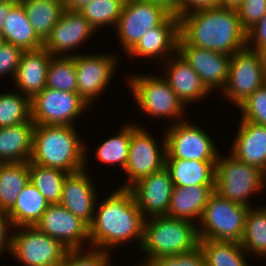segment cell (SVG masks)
I'll return each mask as SVG.
<instances>
[{
  "label": "cell",
  "instance_id": "obj_35",
  "mask_svg": "<svg viewBox=\"0 0 266 266\" xmlns=\"http://www.w3.org/2000/svg\"><path fill=\"white\" fill-rule=\"evenodd\" d=\"M12 92L0 93V128L31 120V99L18 90Z\"/></svg>",
  "mask_w": 266,
  "mask_h": 266
},
{
  "label": "cell",
  "instance_id": "obj_23",
  "mask_svg": "<svg viewBox=\"0 0 266 266\" xmlns=\"http://www.w3.org/2000/svg\"><path fill=\"white\" fill-rule=\"evenodd\" d=\"M51 57L44 47L23 52L13 81L20 93L32 99L46 87Z\"/></svg>",
  "mask_w": 266,
  "mask_h": 266
},
{
  "label": "cell",
  "instance_id": "obj_51",
  "mask_svg": "<svg viewBox=\"0 0 266 266\" xmlns=\"http://www.w3.org/2000/svg\"><path fill=\"white\" fill-rule=\"evenodd\" d=\"M137 266H150V264L149 263L142 262L141 264L139 263V265H137Z\"/></svg>",
  "mask_w": 266,
  "mask_h": 266
},
{
  "label": "cell",
  "instance_id": "obj_30",
  "mask_svg": "<svg viewBox=\"0 0 266 266\" xmlns=\"http://www.w3.org/2000/svg\"><path fill=\"white\" fill-rule=\"evenodd\" d=\"M29 181V162L0 163V211L14 206Z\"/></svg>",
  "mask_w": 266,
  "mask_h": 266
},
{
  "label": "cell",
  "instance_id": "obj_26",
  "mask_svg": "<svg viewBox=\"0 0 266 266\" xmlns=\"http://www.w3.org/2000/svg\"><path fill=\"white\" fill-rule=\"evenodd\" d=\"M34 126L30 120L0 128V163L30 161Z\"/></svg>",
  "mask_w": 266,
  "mask_h": 266
},
{
  "label": "cell",
  "instance_id": "obj_43",
  "mask_svg": "<svg viewBox=\"0 0 266 266\" xmlns=\"http://www.w3.org/2000/svg\"><path fill=\"white\" fill-rule=\"evenodd\" d=\"M266 46V14L246 31V47L261 51Z\"/></svg>",
  "mask_w": 266,
  "mask_h": 266
},
{
  "label": "cell",
  "instance_id": "obj_42",
  "mask_svg": "<svg viewBox=\"0 0 266 266\" xmlns=\"http://www.w3.org/2000/svg\"><path fill=\"white\" fill-rule=\"evenodd\" d=\"M237 11L241 25L247 31L266 14V0H244Z\"/></svg>",
  "mask_w": 266,
  "mask_h": 266
},
{
  "label": "cell",
  "instance_id": "obj_5",
  "mask_svg": "<svg viewBox=\"0 0 266 266\" xmlns=\"http://www.w3.org/2000/svg\"><path fill=\"white\" fill-rule=\"evenodd\" d=\"M222 157L219 152L216 162L215 192L223 198L251 208L250 196L262 193L266 188V173L256 166L236 159L231 154Z\"/></svg>",
  "mask_w": 266,
  "mask_h": 266
},
{
  "label": "cell",
  "instance_id": "obj_44",
  "mask_svg": "<svg viewBox=\"0 0 266 266\" xmlns=\"http://www.w3.org/2000/svg\"><path fill=\"white\" fill-rule=\"evenodd\" d=\"M221 0H177V16L201 9L220 8Z\"/></svg>",
  "mask_w": 266,
  "mask_h": 266
},
{
  "label": "cell",
  "instance_id": "obj_19",
  "mask_svg": "<svg viewBox=\"0 0 266 266\" xmlns=\"http://www.w3.org/2000/svg\"><path fill=\"white\" fill-rule=\"evenodd\" d=\"M87 149L85 147V168L74 173H68L64 179L60 204L74 216L79 217L88 225L94 219L96 199V185L87 173Z\"/></svg>",
  "mask_w": 266,
  "mask_h": 266
},
{
  "label": "cell",
  "instance_id": "obj_16",
  "mask_svg": "<svg viewBox=\"0 0 266 266\" xmlns=\"http://www.w3.org/2000/svg\"><path fill=\"white\" fill-rule=\"evenodd\" d=\"M94 33L96 30L79 11L65 9L43 47L52 56H73L71 51L81 47Z\"/></svg>",
  "mask_w": 266,
  "mask_h": 266
},
{
  "label": "cell",
  "instance_id": "obj_31",
  "mask_svg": "<svg viewBox=\"0 0 266 266\" xmlns=\"http://www.w3.org/2000/svg\"><path fill=\"white\" fill-rule=\"evenodd\" d=\"M206 266H249L248 254L239 242L199 240Z\"/></svg>",
  "mask_w": 266,
  "mask_h": 266
},
{
  "label": "cell",
  "instance_id": "obj_27",
  "mask_svg": "<svg viewBox=\"0 0 266 266\" xmlns=\"http://www.w3.org/2000/svg\"><path fill=\"white\" fill-rule=\"evenodd\" d=\"M2 42L13 44L23 51L43 48L44 42L30 25L21 2L10 10L2 31Z\"/></svg>",
  "mask_w": 266,
  "mask_h": 266
},
{
  "label": "cell",
  "instance_id": "obj_8",
  "mask_svg": "<svg viewBox=\"0 0 266 266\" xmlns=\"http://www.w3.org/2000/svg\"><path fill=\"white\" fill-rule=\"evenodd\" d=\"M265 83L266 64L261 53L245 47L231 55L228 81L220 94L237 108Z\"/></svg>",
  "mask_w": 266,
  "mask_h": 266
},
{
  "label": "cell",
  "instance_id": "obj_18",
  "mask_svg": "<svg viewBox=\"0 0 266 266\" xmlns=\"http://www.w3.org/2000/svg\"><path fill=\"white\" fill-rule=\"evenodd\" d=\"M177 51L198 74L210 92L216 88L220 91L224 89L228 81L231 55L190 44H178Z\"/></svg>",
  "mask_w": 266,
  "mask_h": 266
},
{
  "label": "cell",
  "instance_id": "obj_17",
  "mask_svg": "<svg viewBox=\"0 0 266 266\" xmlns=\"http://www.w3.org/2000/svg\"><path fill=\"white\" fill-rule=\"evenodd\" d=\"M174 184L164 166L140 179L129 190L145 218L167 215Z\"/></svg>",
  "mask_w": 266,
  "mask_h": 266
},
{
  "label": "cell",
  "instance_id": "obj_2",
  "mask_svg": "<svg viewBox=\"0 0 266 266\" xmlns=\"http://www.w3.org/2000/svg\"><path fill=\"white\" fill-rule=\"evenodd\" d=\"M178 44L233 55L246 47V30L237 10L201 9L179 17Z\"/></svg>",
  "mask_w": 266,
  "mask_h": 266
},
{
  "label": "cell",
  "instance_id": "obj_48",
  "mask_svg": "<svg viewBox=\"0 0 266 266\" xmlns=\"http://www.w3.org/2000/svg\"><path fill=\"white\" fill-rule=\"evenodd\" d=\"M91 0H63L64 9L70 11H80Z\"/></svg>",
  "mask_w": 266,
  "mask_h": 266
},
{
  "label": "cell",
  "instance_id": "obj_20",
  "mask_svg": "<svg viewBox=\"0 0 266 266\" xmlns=\"http://www.w3.org/2000/svg\"><path fill=\"white\" fill-rule=\"evenodd\" d=\"M178 39L179 17L170 15L161 25L149 29L126 55L129 59L142 56L164 62L177 52Z\"/></svg>",
  "mask_w": 266,
  "mask_h": 266
},
{
  "label": "cell",
  "instance_id": "obj_49",
  "mask_svg": "<svg viewBox=\"0 0 266 266\" xmlns=\"http://www.w3.org/2000/svg\"><path fill=\"white\" fill-rule=\"evenodd\" d=\"M244 0H221V7L231 10H238Z\"/></svg>",
  "mask_w": 266,
  "mask_h": 266
},
{
  "label": "cell",
  "instance_id": "obj_39",
  "mask_svg": "<svg viewBox=\"0 0 266 266\" xmlns=\"http://www.w3.org/2000/svg\"><path fill=\"white\" fill-rule=\"evenodd\" d=\"M241 120L266 126V83L238 106Z\"/></svg>",
  "mask_w": 266,
  "mask_h": 266
},
{
  "label": "cell",
  "instance_id": "obj_45",
  "mask_svg": "<svg viewBox=\"0 0 266 266\" xmlns=\"http://www.w3.org/2000/svg\"><path fill=\"white\" fill-rule=\"evenodd\" d=\"M12 228L14 227L8 214L0 211V256L5 250L7 251L6 253L9 252L11 254L12 252Z\"/></svg>",
  "mask_w": 266,
  "mask_h": 266
},
{
  "label": "cell",
  "instance_id": "obj_7",
  "mask_svg": "<svg viewBox=\"0 0 266 266\" xmlns=\"http://www.w3.org/2000/svg\"><path fill=\"white\" fill-rule=\"evenodd\" d=\"M160 75L132 74L126 80L133 98L142 112L151 117L172 119L173 124L186 119L187 110L168 82ZM184 117V118H182ZM174 119V120H173ZM176 120V121H175ZM178 121V122H177Z\"/></svg>",
  "mask_w": 266,
  "mask_h": 266
},
{
  "label": "cell",
  "instance_id": "obj_6",
  "mask_svg": "<svg viewBox=\"0 0 266 266\" xmlns=\"http://www.w3.org/2000/svg\"><path fill=\"white\" fill-rule=\"evenodd\" d=\"M250 207L242 205L214 192L197 224L199 240L241 242L245 219Z\"/></svg>",
  "mask_w": 266,
  "mask_h": 266
},
{
  "label": "cell",
  "instance_id": "obj_52",
  "mask_svg": "<svg viewBox=\"0 0 266 266\" xmlns=\"http://www.w3.org/2000/svg\"><path fill=\"white\" fill-rule=\"evenodd\" d=\"M0 1H14V2H20L21 0H0Z\"/></svg>",
  "mask_w": 266,
  "mask_h": 266
},
{
  "label": "cell",
  "instance_id": "obj_1",
  "mask_svg": "<svg viewBox=\"0 0 266 266\" xmlns=\"http://www.w3.org/2000/svg\"><path fill=\"white\" fill-rule=\"evenodd\" d=\"M110 193L101 204L96 203L94 219L89 225L90 247L109 252L114 246L128 244L133 239L140 247L145 217L133 194L122 188Z\"/></svg>",
  "mask_w": 266,
  "mask_h": 266
},
{
  "label": "cell",
  "instance_id": "obj_33",
  "mask_svg": "<svg viewBox=\"0 0 266 266\" xmlns=\"http://www.w3.org/2000/svg\"><path fill=\"white\" fill-rule=\"evenodd\" d=\"M68 173L29 161L30 182L49 204H60L64 179Z\"/></svg>",
  "mask_w": 266,
  "mask_h": 266
},
{
  "label": "cell",
  "instance_id": "obj_24",
  "mask_svg": "<svg viewBox=\"0 0 266 266\" xmlns=\"http://www.w3.org/2000/svg\"><path fill=\"white\" fill-rule=\"evenodd\" d=\"M214 192L215 185L174 187L167 215L198 224L204 207Z\"/></svg>",
  "mask_w": 266,
  "mask_h": 266
},
{
  "label": "cell",
  "instance_id": "obj_32",
  "mask_svg": "<svg viewBox=\"0 0 266 266\" xmlns=\"http://www.w3.org/2000/svg\"><path fill=\"white\" fill-rule=\"evenodd\" d=\"M240 244L248 255L266 257V207L254 206L248 210Z\"/></svg>",
  "mask_w": 266,
  "mask_h": 266
},
{
  "label": "cell",
  "instance_id": "obj_38",
  "mask_svg": "<svg viewBox=\"0 0 266 266\" xmlns=\"http://www.w3.org/2000/svg\"><path fill=\"white\" fill-rule=\"evenodd\" d=\"M85 249L88 252L82 249L68 250L61 266H111V252L94 247Z\"/></svg>",
  "mask_w": 266,
  "mask_h": 266
},
{
  "label": "cell",
  "instance_id": "obj_21",
  "mask_svg": "<svg viewBox=\"0 0 266 266\" xmlns=\"http://www.w3.org/2000/svg\"><path fill=\"white\" fill-rule=\"evenodd\" d=\"M164 62L167 69L163 78L185 106L212 94L178 51Z\"/></svg>",
  "mask_w": 266,
  "mask_h": 266
},
{
  "label": "cell",
  "instance_id": "obj_3",
  "mask_svg": "<svg viewBox=\"0 0 266 266\" xmlns=\"http://www.w3.org/2000/svg\"><path fill=\"white\" fill-rule=\"evenodd\" d=\"M75 125H36L30 161L66 173L85 168V145Z\"/></svg>",
  "mask_w": 266,
  "mask_h": 266
},
{
  "label": "cell",
  "instance_id": "obj_46",
  "mask_svg": "<svg viewBox=\"0 0 266 266\" xmlns=\"http://www.w3.org/2000/svg\"><path fill=\"white\" fill-rule=\"evenodd\" d=\"M17 2L14 1H0V39L2 40V31L4 27V23L6 22V18L10 13L11 8Z\"/></svg>",
  "mask_w": 266,
  "mask_h": 266
},
{
  "label": "cell",
  "instance_id": "obj_37",
  "mask_svg": "<svg viewBox=\"0 0 266 266\" xmlns=\"http://www.w3.org/2000/svg\"><path fill=\"white\" fill-rule=\"evenodd\" d=\"M125 0H91L79 12L97 31L102 27H116Z\"/></svg>",
  "mask_w": 266,
  "mask_h": 266
},
{
  "label": "cell",
  "instance_id": "obj_12",
  "mask_svg": "<svg viewBox=\"0 0 266 266\" xmlns=\"http://www.w3.org/2000/svg\"><path fill=\"white\" fill-rule=\"evenodd\" d=\"M190 121V122H189ZM169 124L165 130V158L196 161H217L218 148L211 136L191 120ZM216 146V147H215Z\"/></svg>",
  "mask_w": 266,
  "mask_h": 266
},
{
  "label": "cell",
  "instance_id": "obj_41",
  "mask_svg": "<svg viewBox=\"0 0 266 266\" xmlns=\"http://www.w3.org/2000/svg\"><path fill=\"white\" fill-rule=\"evenodd\" d=\"M23 52L22 49L13 44L0 43V76L2 78L11 73L14 80Z\"/></svg>",
  "mask_w": 266,
  "mask_h": 266
},
{
  "label": "cell",
  "instance_id": "obj_29",
  "mask_svg": "<svg viewBox=\"0 0 266 266\" xmlns=\"http://www.w3.org/2000/svg\"><path fill=\"white\" fill-rule=\"evenodd\" d=\"M30 25L45 42L59 21L64 9L63 0H21Z\"/></svg>",
  "mask_w": 266,
  "mask_h": 266
},
{
  "label": "cell",
  "instance_id": "obj_11",
  "mask_svg": "<svg viewBox=\"0 0 266 266\" xmlns=\"http://www.w3.org/2000/svg\"><path fill=\"white\" fill-rule=\"evenodd\" d=\"M89 107L78 93L45 87L31 99V120L36 125L72 126Z\"/></svg>",
  "mask_w": 266,
  "mask_h": 266
},
{
  "label": "cell",
  "instance_id": "obj_28",
  "mask_svg": "<svg viewBox=\"0 0 266 266\" xmlns=\"http://www.w3.org/2000/svg\"><path fill=\"white\" fill-rule=\"evenodd\" d=\"M48 206L49 203L45 197L29 181L7 214L14 228L17 226H35Z\"/></svg>",
  "mask_w": 266,
  "mask_h": 266
},
{
  "label": "cell",
  "instance_id": "obj_22",
  "mask_svg": "<svg viewBox=\"0 0 266 266\" xmlns=\"http://www.w3.org/2000/svg\"><path fill=\"white\" fill-rule=\"evenodd\" d=\"M233 139L229 153L266 173V126L240 120Z\"/></svg>",
  "mask_w": 266,
  "mask_h": 266
},
{
  "label": "cell",
  "instance_id": "obj_9",
  "mask_svg": "<svg viewBox=\"0 0 266 266\" xmlns=\"http://www.w3.org/2000/svg\"><path fill=\"white\" fill-rule=\"evenodd\" d=\"M141 125L131 123V140L126 167L127 180L118 188L129 189L140 179L161 170L165 166L166 141L165 134L161 147L155 141L150 131Z\"/></svg>",
  "mask_w": 266,
  "mask_h": 266
},
{
  "label": "cell",
  "instance_id": "obj_25",
  "mask_svg": "<svg viewBox=\"0 0 266 266\" xmlns=\"http://www.w3.org/2000/svg\"><path fill=\"white\" fill-rule=\"evenodd\" d=\"M216 162L165 158V167L175 187L215 185Z\"/></svg>",
  "mask_w": 266,
  "mask_h": 266
},
{
  "label": "cell",
  "instance_id": "obj_50",
  "mask_svg": "<svg viewBox=\"0 0 266 266\" xmlns=\"http://www.w3.org/2000/svg\"><path fill=\"white\" fill-rule=\"evenodd\" d=\"M260 53L264 63L266 64V46L260 51Z\"/></svg>",
  "mask_w": 266,
  "mask_h": 266
},
{
  "label": "cell",
  "instance_id": "obj_10",
  "mask_svg": "<svg viewBox=\"0 0 266 266\" xmlns=\"http://www.w3.org/2000/svg\"><path fill=\"white\" fill-rule=\"evenodd\" d=\"M17 228V229H16ZM12 233V252L25 266H61L68 249L35 226H17ZM19 229V230H18Z\"/></svg>",
  "mask_w": 266,
  "mask_h": 266
},
{
  "label": "cell",
  "instance_id": "obj_13",
  "mask_svg": "<svg viewBox=\"0 0 266 266\" xmlns=\"http://www.w3.org/2000/svg\"><path fill=\"white\" fill-rule=\"evenodd\" d=\"M171 14L142 0H125L115 27L122 50L127 54L151 28L161 25Z\"/></svg>",
  "mask_w": 266,
  "mask_h": 266
},
{
  "label": "cell",
  "instance_id": "obj_36",
  "mask_svg": "<svg viewBox=\"0 0 266 266\" xmlns=\"http://www.w3.org/2000/svg\"><path fill=\"white\" fill-rule=\"evenodd\" d=\"M46 87L78 93L73 56H52L47 71Z\"/></svg>",
  "mask_w": 266,
  "mask_h": 266
},
{
  "label": "cell",
  "instance_id": "obj_40",
  "mask_svg": "<svg viewBox=\"0 0 266 266\" xmlns=\"http://www.w3.org/2000/svg\"><path fill=\"white\" fill-rule=\"evenodd\" d=\"M150 266H206L200 247L177 255L162 256L148 262Z\"/></svg>",
  "mask_w": 266,
  "mask_h": 266
},
{
  "label": "cell",
  "instance_id": "obj_34",
  "mask_svg": "<svg viewBox=\"0 0 266 266\" xmlns=\"http://www.w3.org/2000/svg\"><path fill=\"white\" fill-rule=\"evenodd\" d=\"M119 133L108 139L98 146L96 149V157L100 162L117 165L122 168L126 167V162L129 154L130 140H131V122L122 126L118 130Z\"/></svg>",
  "mask_w": 266,
  "mask_h": 266
},
{
  "label": "cell",
  "instance_id": "obj_47",
  "mask_svg": "<svg viewBox=\"0 0 266 266\" xmlns=\"http://www.w3.org/2000/svg\"><path fill=\"white\" fill-rule=\"evenodd\" d=\"M142 1L156 4L165 9L166 11H168L171 15L177 16V0H142Z\"/></svg>",
  "mask_w": 266,
  "mask_h": 266
},
{
  "label": "cell",
  "instance_id": "obj_14",
  "mask_svg": "<svg viewBox=\"0 0 266 266\" xmlns=\"http://www.w3.org/2000/svg\"><path fill=\"white\" fill-rule=\"evenodd\" d=\"M73 58L76 68L78 94L91 107V105H94L92 104L93 101H96L111 83L113 74L118 68V56H115L114 53L111 55L109 53H94L93 55L75 52Z\"/></svg>",
  "mask_w": 266,
  "mask_h": 266
},
{
  "label": "cell",
  "instance_id": "obj_15",
  "mask_svg": "<svg viewBox=\"0 0 266 266\" xmlns=\"http://www.w3.org/2000/svg\"><path fill=\"white\" fill-rule=\"evenodd\" d=\"M35 227L68 250L83 249L84 242L90 246L89 225L61 204H49Z\"/></svg>",
  "mask_w": 266,
  "mask_h": 266
},
{
  "label": "cell",
  "instance_id": "obj_4",
  "mask_svg": "<svg viewBox=\"0 0 266 266\" xmlns=\"http://www.w3.org/2000/svg\"><path fill=\"white\" fill-rule=\"evenodd\" d=\"M150 221V222H149ZM199 246L197 224L168 215L145 218L140 247L144 261L190 252Z\"/></svg>",
  "mask_w": 266,
  "mask_h": 266
}]
</instances>
